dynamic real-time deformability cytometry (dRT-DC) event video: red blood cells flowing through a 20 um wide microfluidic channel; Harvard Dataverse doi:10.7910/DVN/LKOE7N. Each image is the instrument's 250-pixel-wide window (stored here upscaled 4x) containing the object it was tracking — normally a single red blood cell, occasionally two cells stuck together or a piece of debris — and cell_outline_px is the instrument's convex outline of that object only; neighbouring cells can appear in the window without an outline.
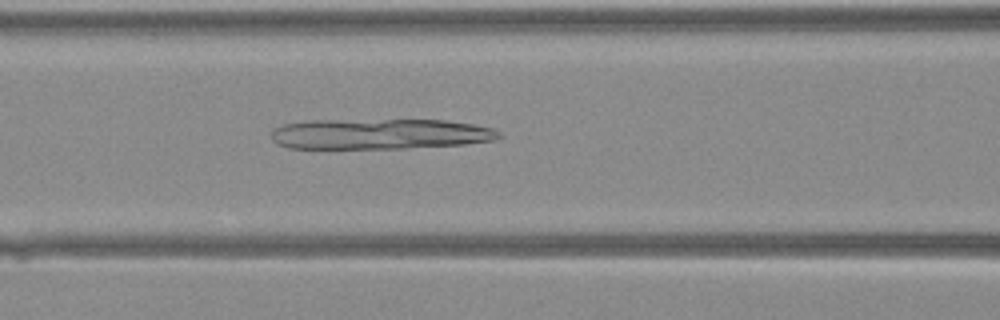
{"species": "Egyptian fruit bat (a non-hibernating species)", "species_latin": "Rousettus aegyptiacus", "temperature_condition": "warm", "stored_images_in_passage": 31, "camera_frame_rate_fps": 3000, "um_per_image_px": 0.085, "animal": {"sex": "female"}, "frame": {"image": 1, "passage_image": 8, "time_ms": 2.333, "image_size_px": [1000, 320], "cell_outline_px": [[504, 136], [496, 140], [464, 144], [408, 148], [288, 148], [276, 144], [272, 140], [272, 132], [276, 128], [284, 124], [304, 120], [444, 120], [472, 124], [492, 128], [500, 132]], "centroid_in_image_um": [32.3, 11.39], "position_along_channel_um": 134.3, "area_um2": 40.63}}
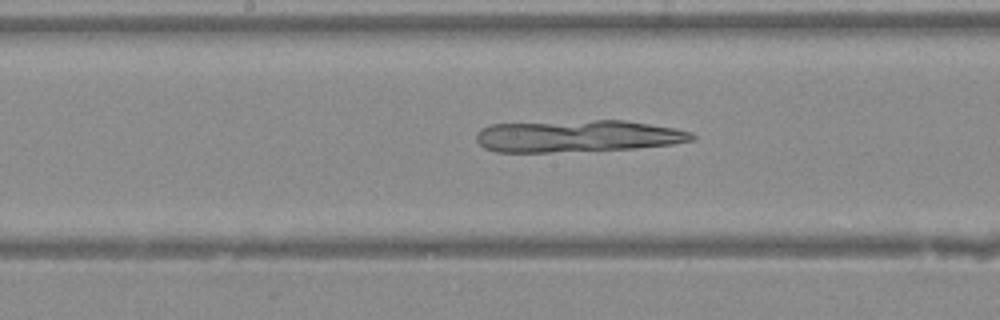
{"frame": {"image": 2, "passage_image": 12, "time_ms": 3.667, "image_size_px": [1000, 320], "cell_outline_px": [[696, 140], [672, 144], [636, 148], [548, 152], [496, 152], [484, 148], [476, 140], [476, 132], [480, 128], [492, 124], [592, 120], [624, 120], [676, 128], [692, 132], [696, 136]], "centroid_in_image_um": [49.1, 11.56], "position_along_channel_um": 199.1, "area_um2": 40.34}}
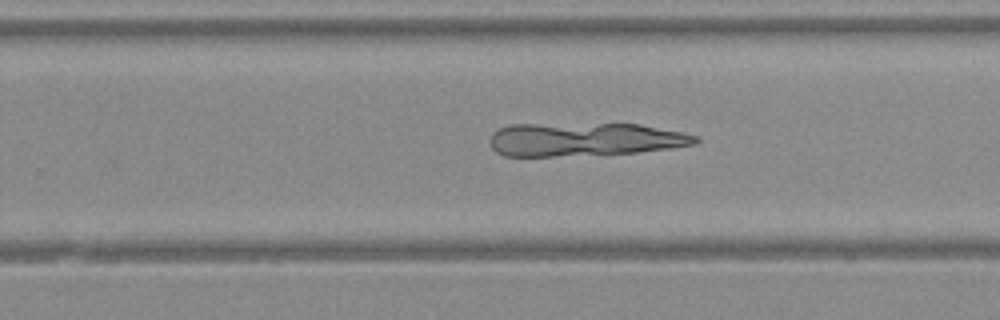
{"frame": {"image": 3, "passage_image": 17, "time_ms": 5.333, "image_size_px": [1000, 320], "cell_outline_px": [[700, 140], [696, 144], [668, 148], [636, 152], [552, 156], [504, 156], [496, 152], [492, 148], [488, 140], [492, 132], [508, 124], [640, 124], [684, 132], [700, 136]], "centroid_in_image_um": [49.67, 11.84], "position_along_channel_um": 280.1, "area_um2": 40.11}}